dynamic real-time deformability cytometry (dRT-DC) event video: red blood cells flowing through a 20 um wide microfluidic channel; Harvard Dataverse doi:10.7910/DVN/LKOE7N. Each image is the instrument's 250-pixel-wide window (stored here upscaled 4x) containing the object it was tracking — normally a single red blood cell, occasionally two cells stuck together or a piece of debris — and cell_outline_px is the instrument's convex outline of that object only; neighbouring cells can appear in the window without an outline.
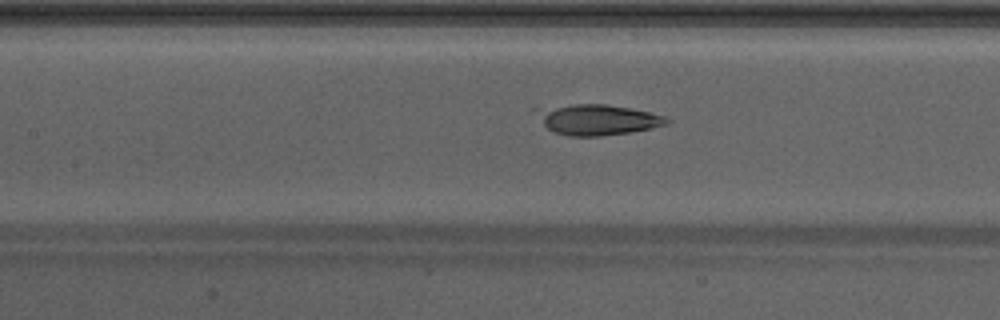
{"species": "Egyptian fruit bat (a non-hibernating species)", "species_latin": "Rousettus aegyptiacus", "temperature_condition": "warm", "stored_images_in_passage": 49, "camera_frame_rate_fps": 3000, "um_per_image_px": 0.085, "animal": {"sex": "male"}, "frame": {"image": 1, "passage_image": 23, "time_ms": 7.333, "image_size_px": [1000, 320], "cell_outline_px": [[672, 120], [668, 124], [652, 128], [632, 132], [600, 136], [568, 136], [556, 132], [548, 128], [544, 124], [532, 108], [576, 104], [604, 104], [628, 108], [648, 112], [664, 116]], "centroid_in_image_um": [50.78, 10.17], "position_along_channel_um": 156.6, "area_um2": 23.12}}
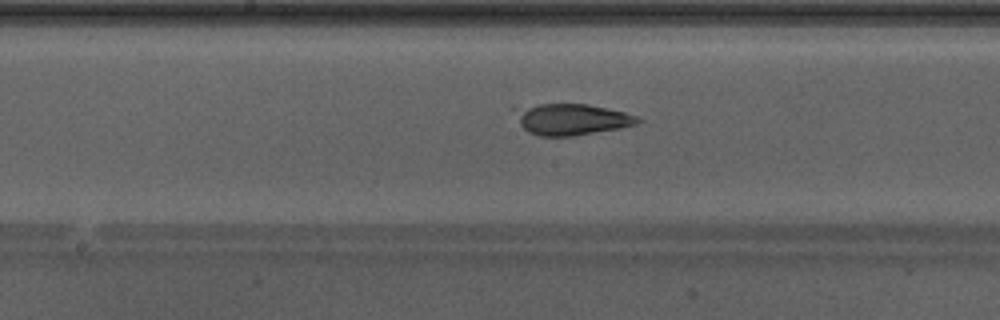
{"frame": {"image": 2, "passage_image": 26, "time_ms": 8.333, "image_size_px": [1000, 320], "cell_outline_px": [[644, 120], [640, 124], [620, 128], [572, 136], [540, 136], [528, 132], [520, 124], [508, 108], [536, 104], [588, 104], [608, 108], [624, 112], [636, 116]], "centroid_in_image_um": [48.53, 10.13], "position_along_channel_um": 199.7, "area_um2": 22.77}}
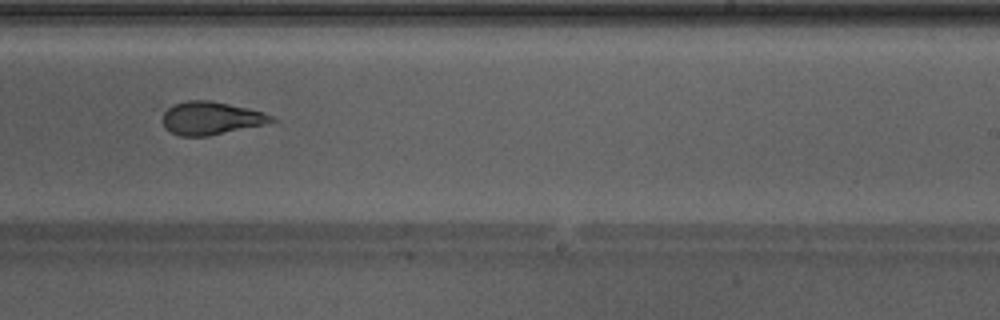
{"frame": {"image": 3, "passage_image": 31, "time_ms": 10.0, "image_size_px": [1000, 320], "cell_outline_px": [[280, 120], [264, 124], [208, 136], [180, 136], [168, 132], [164, 128], [164, 112], [172, 104], [188, 100], [208, 100], [248, 108], [264, 112]], "centroid_in_image_um": [17.93, 10.05], "position_along_channel_um": 271.1, "area_um2": 20.92}}